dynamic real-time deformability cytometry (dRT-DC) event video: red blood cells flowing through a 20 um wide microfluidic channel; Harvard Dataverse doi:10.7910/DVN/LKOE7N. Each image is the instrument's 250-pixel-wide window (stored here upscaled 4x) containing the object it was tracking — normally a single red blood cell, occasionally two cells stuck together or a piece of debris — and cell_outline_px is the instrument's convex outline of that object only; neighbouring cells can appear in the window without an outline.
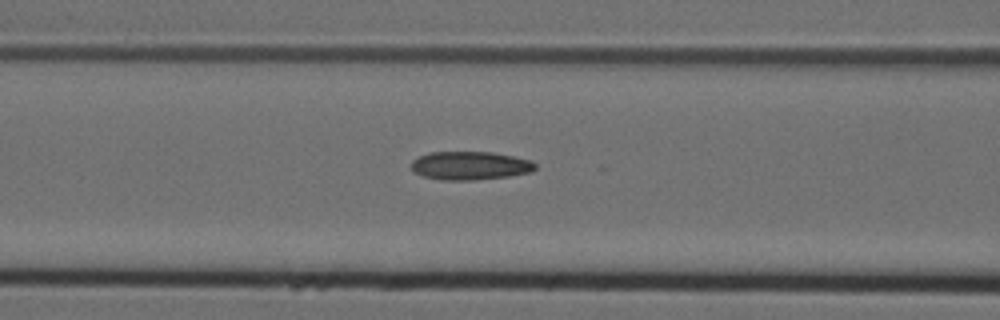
{"species": "Egyptian fruit bat (a non-hibernating species)", "species_latin": "Rousettus aegyptiacus", "temperature_condition": "cold", "stored_images_in_passage": 7, "segment_of_instrument_passage": [2, 2], "camera_frame_rate_fps": 3000, "um_per_image_px": 0.085, "animal": {"sex": "female"}, "frame": {"image": 1, "passage_image": 7, "time_ms": 2.0, "image_size_px": [1000, 320], "cell_outline_px": [[536, 168], [532, 172], [508, 176], [472, 180], [440, 180], [424, 176], [416, 172], [412, 168], [412, 160], [420, 156], [432, 152], [492, 152], [532, 160], [536, 164]], "centroid_in_image_um": [39.99, 14.08], "position_along_channel_um": 126.6, "area_um2": 20.4}}